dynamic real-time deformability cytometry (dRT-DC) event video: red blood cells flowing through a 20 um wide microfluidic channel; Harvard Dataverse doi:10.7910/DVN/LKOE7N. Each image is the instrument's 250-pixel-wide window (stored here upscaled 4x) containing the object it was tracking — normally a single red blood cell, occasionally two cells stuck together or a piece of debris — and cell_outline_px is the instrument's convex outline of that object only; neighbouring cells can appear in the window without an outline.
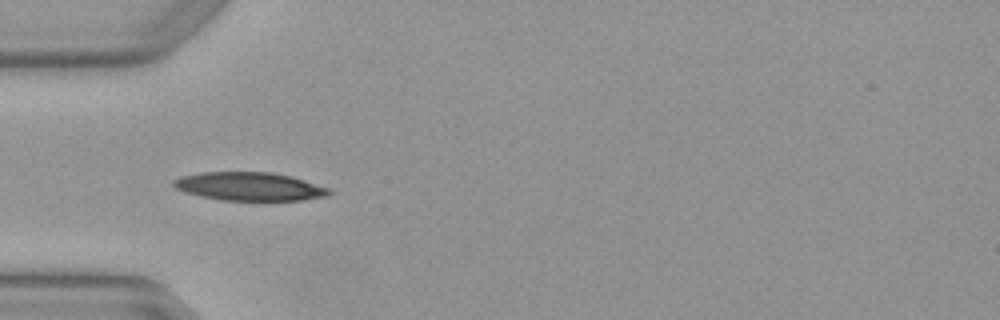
{"species": "Egyptian fruit bat (a non-hibernating species)", "species_latin": "Rousettus aegyptiacus", "temperature_condition": "warm", "stored_images_in_passage": 3, "camera_frame_rate_fps": 3000, "um_per_image_px": 0.085, "animal": {"sex": "female"}, "frame": {"image": 1, "passage_image": 1, "time_ms": 0.0, "image_size_px": [1000, 320], "cell_outline_px": [[332, 192], [328, 196], [304, 200], [220, 200], [200, 196], [184, 192], [176, 188], [172, 184], [172, 180], [180, 176], [200, 172], [272, 172], [292, 176], [328, 188]], "centroid_in_image_um": [21.18, 15.84], "position_along_channel_um": 63.8, "area_um2": 25.84}}
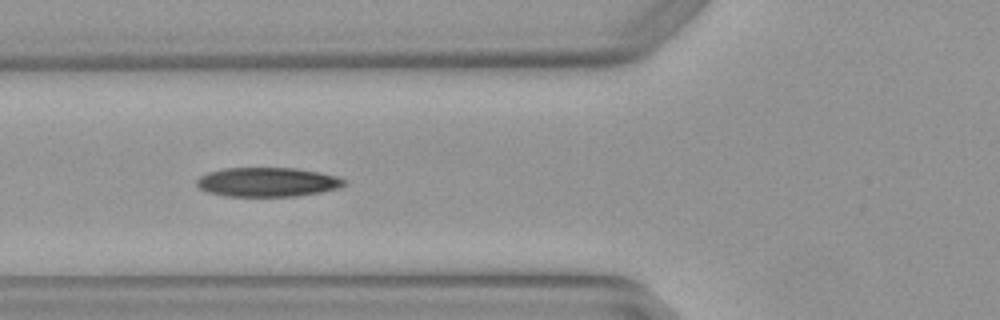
{"frame": {"image": 2, "passage_image": 2, "time_ms": 0.333, "image_size_px": [1000, 320], "cell_outline_px": [[348, 184], [336, 188], [320, 192], [296, 196], [224, 196], [208, 192], [200, 188], [196, 184], [196, 180], [200, 176], [208, 172], [224, 168], [296, 168], [320, 172], [336, 176], [348, 180]], "centroid_in_image_um": [22.74, 15.47], "position_along_channel_um": 103.1, "area_um2": 25.2}}
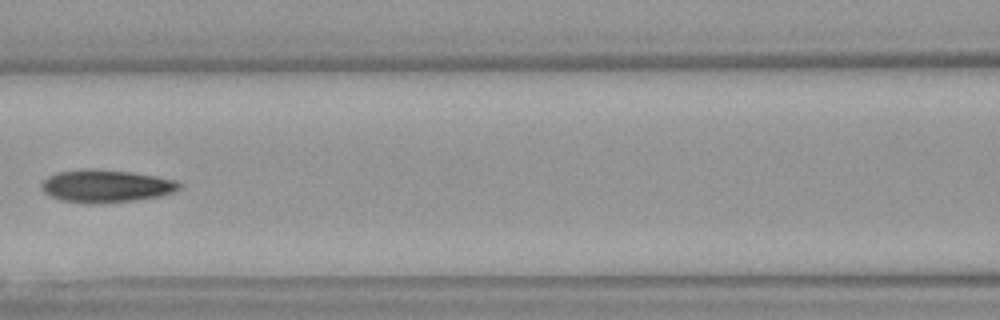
{"frame": {"image": 3, "passage_image": 3, "time_ms": 0.667, "image_size_px": [1000, 320], "cell_outline_px": [[184, 184], [180, 188], [172, 192], [160, 196], [132, 200], [100, 204], [88, 204], [60, 200], [44, 192], [40, 184], [48, 176], [56, 172], [84, 168], [88, 168], [132, 172], [156, 176], [176, 180]], "centroid_in_image_um": [9.0, 15.81], "position_along_channel_um": 157.6, "area_um2": 26.41}}